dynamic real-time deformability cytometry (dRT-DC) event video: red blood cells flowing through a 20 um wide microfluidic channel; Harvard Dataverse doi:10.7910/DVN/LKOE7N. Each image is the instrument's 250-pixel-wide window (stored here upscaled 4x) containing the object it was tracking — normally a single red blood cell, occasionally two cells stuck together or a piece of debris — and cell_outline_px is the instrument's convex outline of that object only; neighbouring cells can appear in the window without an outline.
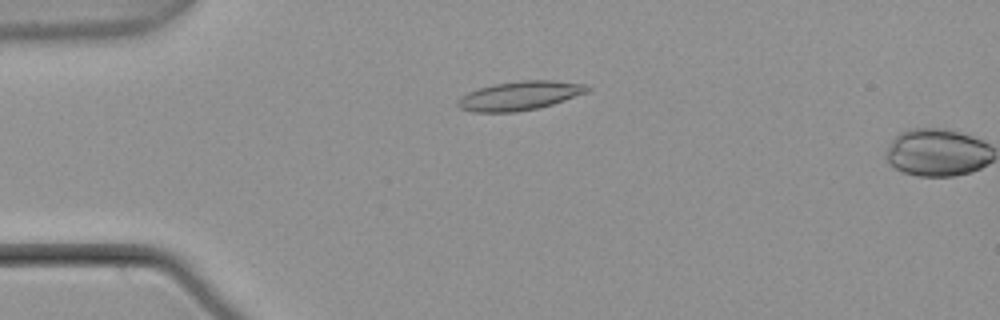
{"species": "common noctule bat (a hibernating species)", "species_latin": "Nyctalus noctula", "temperature_condition": "warm", "stored_images_in_passage": 11, "camera_frame_rate_fps": 3000, "um_per_image_px": 0.085, "animal": {"sex": "male", "body_mass_g": 21.5, "forearm_length_mm": 52.0}, "frame": {"image": 1, "passage_image": 10, "time_ms": 3.0, "image_size_px": [1000, 320], "cell_outline_px": [[592, 88], [588, 92], [552, 104], [536, 108], [516, 112], [472, 112], [460, 108], [456, 104], [456, 100], [460, 96], [476, 88], [492, 84], [520, 80], [552, 80], [588, 84]], "centroid_in_image_um": [44.15, 8.12], "position_along_channel_um": 40.8, "area_um2": 22.14}}